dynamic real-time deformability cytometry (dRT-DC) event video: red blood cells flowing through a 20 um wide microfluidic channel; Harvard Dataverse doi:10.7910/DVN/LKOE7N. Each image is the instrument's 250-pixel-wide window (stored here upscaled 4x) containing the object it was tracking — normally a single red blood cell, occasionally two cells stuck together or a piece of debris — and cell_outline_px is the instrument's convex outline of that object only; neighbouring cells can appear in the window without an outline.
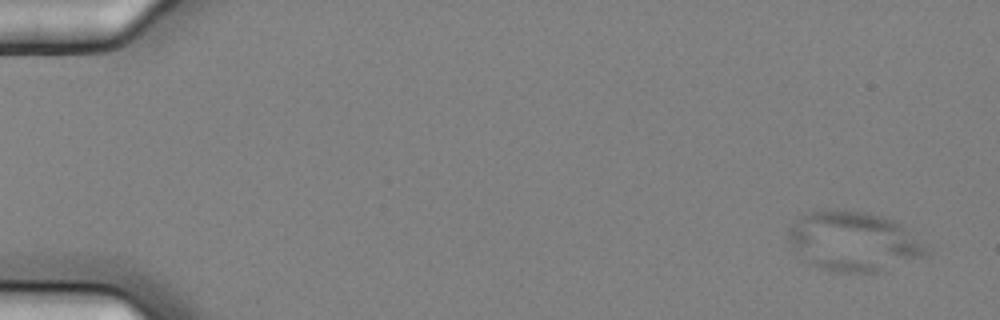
{"species": "common noctule bat (a hibernating species)", "species_latin": "Nyctalus noctula", "temperature_condition": "cold", "stored_images_in_passage": 6, "camera_frame_rate_fps": 3000, "um_per_image_px": 0.085, "animal": {"sex": "female", "body_mass_g": 25.1}, "frame": {"image": 1, "passage_image": 2, "time_ms": 0.333, "image_size_px": [1000, 320], "cell_outline_px": [[932, 248], [928, 256], [876, 272], [836, 272], [808, 264], [800, 260], [788, 240], [788, 228], [796, 220], [808, 212], [864, 212], [884, 216], [896, 220]], "centroid_in_image_um": [72.6, 20.55], "position_along_channel_um": 12.4, "area_um2": 47.97}}